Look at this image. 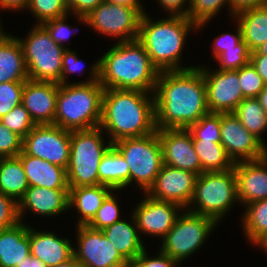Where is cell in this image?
Masks as SVG:
<instances>
[{
    "label": "cell",
    "mask_w": 267,
    "mask_h": 267,
    "mask_svg": "<svg viewBox=\"0 0 267 267\" xmlns=\"http://www.w3.org/2000/svg\"><path fill=\"white\" fill-rule=\"evenodd\" d=\"M67 17L68 15L50 19L41 24L50 34V37L60 46H62L64 44L63 42L70 37L72 31L70 30L72 28L68 26L66 22Z\"/></svg>",
    "instance_id": "cell-44"
},
{
    "label": "cell",
    "mask_w": 267,
    "mask_h": 267,
    "mask_svg": "<svg viewBox=\"0 0 267 267\" xmlns=\"http://www.w3.org/2000/svg\"><path fill=\"white\" fill-rule=\"evenodd\" d=\"M129 166V184L135 180L146 193L163 165L157 130L142 137L124 138L112 144Z\"/></svg>",
    "instance_id": "cell-8"
},
{
    "label": "cell",
    "mask_w": 267,
    "mask_h": 267,
    "mask_svg": "<svg viewBox=\"0 0 267 267\" xmlns=\"http://www.w3.org/2000/svg\"><path fill=\"white\" fill-rule=\"evenodd\" d=\"M216 223L211 217L187 209L178 215L171 230L163 238L160 250L179 264L202 246Z\"/></svg>",
    "instance_id": "cell-10"
},
{
    "label": "cell",
    "mask_w": 267,
    "mask_h": 267,
    "mask_svg": "<svg viewBox=\"0 0 267 267\" xmlns=\"http://www.w3.org/2000/svg\"><path fill=\"white\" fill-rule=\"evenodd\" d=\"M221 144L234 163L256 160L267 154V147L239 121L233 112L221 113Z\"/></svg>",
    "instance_id": "cell-14"
},
{
    "label": "cell",
    "mask_w": 267,
    "mask_h": 267,
    "mask_svg": "<svg viewBox=\"0 0 267 267\" xmlns=\"http://www.w3.org/2000/svg\"><path fill=\"white\" fill-rule=\"evenodd\" d=\"M125 267H139L135 262L127 263Z\"/></svg>",
    "instance_id": "cell-60"
},
{
    "label": "cell",
    "mask_w": 267,
    "mask_h": 267,
    "mask_svg": "<svg viewBox=\"0 0 267 267\" xmlns=\"http://www.w3.org/2000/svg\"><path fill=\"white\" fill-rule=\"evenodd\" d=\"M192 141L203 172L227 171L234 168L235 163L221 143H215L212 140Z\"/></svg>",
    "instance_id": "cell-31"
},
{
    "label": "cell",
    "mask_w": 267,
    "mask_h": 267,
    "mask_svg": "<svg viewBox=\"0 0 267 267\" xmlns=\"http://www.w3.org/2000/svg\"><path fill=\"white\" fill-rule=\"evenodd\" d=\"M25 209L46 216L63 213L69 209V190H55L39 186H29L24 196L18 202L20 221Z\"/></svg>",
    "instance_id": "cell-21"
},
{
    "label": "cell",
    "mask_w": 267,
    "mask_h": 267,
    "mask_svg": "<svg viewBox=\"0 0 267 267\" xmlns=\"http://www.w3.org/2000/svg\"><path fill=\"white\" fill-rule=\"evenodd\" d=\"M139 267H177L178 262L160 250L157 257L149 258L146 250L134 261Z\"/></svg>",
    "instance_id": "cell-46"
},
{
    "label": "cell",
    "mask_w": 267,
    "mask_h": 267,
    "mask_svg": "<svg viewBox=\"0 0 267 267\" xmlns=\"http://www.w3.org/2000/svg\"><path fill=\"white\" fill-rule=\"evenodd\" d=\"M238 78L245 98H257L265 86L263 79L251 62L238 70Z\"/></svg>",
    "instance_id": "cell-39"
},
{
    "label": "cell",
    "mask_w": 267,
    "mask_h": 267,
    "mask_svg": "<svg viewBox=\"0 0 267 267\" xmlns=\"http://www.w3.org/2000/svg\"><path fill=\"white\" fill-rule=\"evenodd\" d=\"M163 164L197 174L203 173L192 135L187 129H157Z\"/></svg>",
    "instance_id": "cell-17"
},
{
    "label": "cell",
    "mask_w": 267,
    "mask_h": 267,
    "mask_svg": "<svg viewBox=\"0 0 267 267\" xmlns=\"http://www.w3.org/2000/svg\"><path fill=\"white\" fill-rule=\"evenodd\" d=\"M234 17L250 52L267 41V5L242 11Z\"/></svg>",
    "instance_id": "cell-28"
},
{
    "label": "cell",
    "mask_w": 267,
    "mask_h": 267,
    "mask_svg": "<svg viewBox=\"0 0 267 267\" xmlns=\"http://www.w3.org/2000/svg\"><path fill=\"white\" fill-rule=\"evenodd\" d=\"M254 243L255 245H259V247L264 248L266 251L267 250V231L263 235H261Z\"/></svg>",
    "instance_id": "cell-57"
},
{
    "label": "cell",
    "mask_w": 267,
    "mask_h": 267,
    "mask_svg": "<svg viewBox=\"0 0 267 267\" xmlns=\"http://www.w3.org/2000/svg\"><path fill=\"white\" fill-rule=\"evenodd\" d=\"M233 113L242 125L266 146L261 135L267 130V113L261 106L259 99L244 98Z\"/></svg>",
    "instance_id": "cell-32"
},
{
    "label": "cell",
    "mask_w": 267,
    "mask_h": 267,
    "mask_svg": "<svg viewBox=\"0 0 267 267\" xmlns=\"http://www.w3.org/2000/svg\"><path fill=\"white\" fill-rule=\"evenodd\" d=\"M113 189L106 185L69 187V208L80 213L77 225H87Z\"/></svg>",
    "instance_id": "cell-26"
},
{
    "label": "cell",
    "mask_w": 267,
    "mask_h": 267,
    "mask_svg": "<svg viewBox=\"0 0 267 267\" xmlns=\"http://www.w3.org/2000/svg\"><path fill=\"white\" fill-rule=\"evenodd\" d=\"M19 42L29 79L60 84L62 57L66 47L58 45L41 24L35 25L26 40L19 39Z\"/></svg>",
    "instance_id": "cell-9"
},
{
    "label": "cell",
    "mask_w": 267,
    "mask_h": 267,
    "mask_svg": "<svg viewBox=\"0 0 267 267\" xmlns=\"http://www.w3.org/2000/svg\"><path fill=\"white\" fill-rule=\"evenodd\" d=\"M30 253L47 267H53L70 259L74 247L67 238L57 237L52 232H39L29 227Z\"/></svg>",
    "instance_id": "cell-22"
},
{
    "label": "cell",
    "mask_w": 267,
    "mask_h": 267,
    "mask_svg": "<svg viewBox=\"0 0 267 267\" xmlns=\"http://www.w3.org/2000/svg\"><path fill=\"white\" fill-rule=\"evenodd\" d=\"M29 0H0V8L3 9H10V10H16V9H22L27 8Z\"/></svg>",
    "instance_id": "cell-52"
},
{
    "label": "cell",
    "mask_w": 267,
    "mask_h": 267,
    "mask_svg": "<svg viewBox=\"0 0 267 267\" xmlns=\"http://www.w3.org/2000/svg\"><path fill=\"white\" fill-rule=\"evenodd\" d=\"M250 55H266L267 56V41L257 47Z\"/></svg>",
    "instance_id": "cell-58"
},
{
    "label": "cell",
    "mask_w": 267,
    "mask_h": 267,
    "mask_svg": "<svg viewBox=\"0 0 267 267\" xmlns=\"http://www.w3.org/2000/svg\"><path fill=\"white\" fill-rule=\"evenodd\" d=\"M99 184L114 190L129 185V166L122 154L112 146L102 157L98 170Z\"/></svg>",
    "instance_id": "cell-29"
},
{
    "label": "cell",
    "mask_w": 267,
    "mask_h": 267,
    "mask_svg": "<svg viewBox=\"0 0 267 267\" xmlns=\"http://www.w3.org/2000/svg\"><path fill=\"white\" fill-rule=\"evenodd\" d=\"M78 249L74 256L81 267H125L127 262L101 230L87 225L77 226Z\"/></svg>",
    "instance_id": "cell-13"
},
{
    "label": "cell",
    "mask_w": 267,
    "mask_h": 267,
    "mask_svg": "<svg viewBox=\"0 0 267 267\" xmlns=\"http://www.w3.org/2000/svg\"><path fill=\"white\" fill-rule=\"evenodd\" d=\"M159 3L162 5V8L168 10L167 12L171 13V15H181L188 17V11L187 9H182V7L185 5L184 3L190 2V0H158Z\"/></svg>",
    "instance_id": "cell-50"
},
{
    "label": "cell",
    "mask_w": 267,
    "mask_h": 267,
    "mask_svg": "<svg viewBox=\"0 0 267 267\" xmlns=\"http://www.w3.org/2000/svg\"><path fill=\"white\" fill-rule=\"evenodd\" d=\"M147 92L105 89L99 127L109 133L111 143L155 132V99ZM148 97V98H147Z\"/></svg>",
    "instance_id": "cell-2"
},
{
    "label": "cell",
    "mask_w": 267,
    "mask_h": 267,
    "mask_svg": "<svg viewBox=\"0 0 267 267\" xmlns=\"http://www.w3.org/2000/svg\"><path fill=\"white\" fill-rule=\"evenodd\" d=\"M23 138L0 121V156L17 157L22 152Z\"/></svg>",
    "instance_id": "cell-42"
},
{
    "label": "cell",
    "mask_w": 267,
    "mask_h": 267,
    "mask_svg": "<svg viewBox=\"0 0 267 267\" xmlns=\"http://www.w3.org/2000/svg\"><path fill=\"white\" fill-rule=\"evenodd\" d=\"M25 82L0 83V118L22 103Z\"/></svg>",
    "instance_id": "cell-41"
},
{
    "label": "cell",
    "mask_w": 267,
    "mask_h": 267,
    "mask_svg": "<svg viewBox=\"0 0 267 267\" xmlns=\"http://www.w3.org/2000/svg\"><path fill=\"white\" fill-rule=\"evenodd\" d=\"M19 222L18 202L0 192V231L13 227Z\"/></svg>",
    "instance_id": "cell-43"
},
{
    "label": "cell",
    "mask_w": 267,
    "mask_h": 267,
    "mask_svg": "<svg viewBox=\"0 0 267 267\" xmlns=\"http://www.w3.org/2000/svg\"><path fill=\"white\" fill-rule=\"evenodd\" d=\"M132 218L134 225L120 220L101 230L127 263L134 262L145 248L138 234L139 230L134 215Z\"/></svg>",
    "instance_id": "cell-25"
},
{
    "label": "cell",
    "mask_w": 267,
    "mask_h": 267,
    "mask_svg": "<svg viewBox=\"0 0 267 267\" xmlns=\"http://www.w3.org/2000/svg\"><path fill=\"white\" fill-rule=\"evenodd\" d=\"M90 73L89 81L59 84L54 125L68 131L99 127L105 90L99 82V60Z\"/></svg>",
    "instance_id": "cell-4"
},
{
    "label": "cell",
    "mask_w": 267,
    "mask_h": 267,
    "mask_svg": "<svg viewBox=\"0 0 267 267\" xmlns=\"http://www.w3.org/2000/svg\"><path fill=\"white\" fill-rule=\"evenodd\" d=\"M250 54L246 42L242 40L235 49L226 50L216 58L220 63L218 70H239L250 62Z\"/></svg>",
    "instance_id": "cell-40"
},
{
    "label": "cell",
    "mask_w": 267,
    "mask_h": 267,
    "mask_svg": "<svg viewBox=\"0 0 267 267\" xmlns=\"http://www.w3.org/2000/svg\"><path fill=\"white\" fill-rule=\"evenodd\" d=\"M71 131L53 124L36 125L24 138L22 151L67 170Z\"/></svg>",
    "instance_id": "cell-12"
},
{
    "label": "cell",
    "mask_w": 267,
    "mask_h": 267,
    "mask_svg": "<svg viewBox=\"0 0 267 267\" xmlns=\"http://www.w3.org/2000/svg\"><path fill=\"white\" fill-rule=\"evenodd\" d=\"M243 40L242 37V30L238 23L236 35L234 34H221L220 37L218 36L214 39V57L217 58L220 54L225 52L226 50L235 49V47Z\"/></svg>",
    "instance_id": "cell-45"
},
{
    "label": "cell",
    "mask_w": 267,
    "mask_h": 267,
    "mask_svg": "<svg viewBox=\"0 0 267 267\" xmlns=\"http://www.w3.org/2000/svg\"><path fill=\"white\" fill-rule=\"evenodd\" d=\"M24 167L29 186H39L55 190H69L67 171L41 158L25 154L17 156Z\"/></svg>",
    "instance_id": "cell-23"
},
{
    "label": "cell",
    "mask_w": 267,
    "mask_h": 267,
    "mask_svg": "<svg viewBox=\"0 0 267 267\" xmlns=\"http://www.w3.org/2000/svg\"><path fill=\"white\" fill-rule=\"evenodd\" d=\"M142 14L128 6L103 1L87 16H79L81 22L95 31L111 37H119V42L138 39Z\"/></svg>",
    "instance_id": "cell-11"
},
{
    "label": "cell",
    "mask_w": 267,
    "mask_h": 267,
    "mask_svg": "<svg viewBox=\"0 0 267 267\" xmlns=\"http://www.w3.org/2000/svg\"><path fill=\"white\" fill-rule=\"evenodd\" d=\"M267 5V0H230V9L233 17L238 13L253 9L255 7H261Z\"/></svg>",
    "instance_id": "cell-49"
},
{
    "label": "cell",
    "mask_w": 267,
    "mask_h": 267,
    "mask_svg": "<svg viewBox=\"0 0 267 267\" xmlns=\"http://www.w3.org/2000/svg\"><path fill=\"white\" fill-rule=\"evenodd\" d=\"M226 3L230 7V0H190L187 18L199 29L208 23Z\"/></svg>",
    "instance_id": "cell-35"
},
{
    "label": "cell",
    "mask_w": 267,
    "mask_h": 267,
    "mask_svg": "<svg viewBox=\"0 0 267 267\" xmlns=\"http://www.w3.org/2000/svg\"><path fill=\"white\" fill-rule=\"evenodd\" d=\"M104 1L109 2V3H113V4H117V5L136 8L142 15L145 13L144 9H142L143 6H141L142 3L139 0H104Z\"/></svg>",
    "instance_id": "cell-53"
},
{
    "label": "cell",
    "mask_w": 267,
    "mask_h": 267,
    "mask_svg": "<svg viewBox=\"0 0 267 267\" xmlns=\"http://www.w3.org/2000/svg\"><path fill=\"white\" fill-rule=\"evenodd\" d=\"M234 201H238V198L233 168L227 171L203 172L197 176L190 201V205L196 203L197 208H190L189 211L211 217L218 222L230 210Z\"/></svg>",
    "instance_id": "cell-7"
},
{
    "label": "cell",
    "mask_w": 267,
    "mask_h": 267,
    "mask_svg": "<svg viewBox=\"0 0 267 267\" xmlns=\"http://www.w3.org/2000/svg\"><path fill=\"white\" fill-rule=\"evenodd\" d=\"M82 61L77 58L76 52L66 48L62 57V73L60 76V84H67V74L83 70L80 65Z\"/></svg>",
    "instance_id": "cell-47"
},
{
    "label": "cell",
    "mask_w": 267,
    "mask_h": 267,
    "mask_svg": "<svg viewBox=\"0 0 267 267\" xmlns=\"http://www.w3.org/2000/svg\"><path fill=\"white\" fill-rule=\"evenodd\" d=\"M29 183L18 157L2 158L0 161V192L17 202L24 196Z\"/></svg>",
    "instance_id": "cell-30"
},
{
    "label": "cell",
    "mask_w": 267,
    "mask_h": 267,
    "mask_svg": "<svg viewBox=\"0 0 267 267\" xmlns=\"http://www.w3.org/2000/svg\"><path fill=\"white\" fill-rule=\"evenodd\" d=\"M204 76L207 105L210 113L233 112L245 98L239 84L238 70L209 72L199 67Z\"/></svg>",
    "instance_id": "cell-15"
},
{
    "label": "cell",
    "mask_w": 267,
    "mask_h": 267,
    "mask_svg": "<svg viewBox=\"0 0 267 267\" xmlns=\"http://www.w3.org/2000/svg\"><path fill=\"white\" fill-rule=\"evenodd\" d=\"M221 113H208L196 123L191 124L187 130L192 135V140H212L221 143Z\"/></svg>",
    "instance_id": "cell-34"
},
{
    "label": "cell",
    "mask_w": 267,
    "mask_h": 267,
    "mask_svg": "<svg viewBox=\"0 0 267 267\" xmlns=\"http://www.w3.org/2000/svg\"><path fill=\"white\" fill-rule=\"evenodd\" d=\"M247 207L243 217V229L249 241L254 242L267 231V199L257 200Z\"/></svg>",
    "instance_id": "cell-33"
},
{
    "label": "cell",
    "mask_w": 267,
    "mask_h": 267,
    "mask_svg": "<svg viewBox=\"0 0 267 267\" xmlns=\"http://www.w3.org/2000/svg\"><path fill=\"white\" fill-rule=\"evenodd\" d=\"M53 267H81V265L78 263L75 256L73 255L67 261L60 263V264L53 266Z\"/></svg>",
    "instance_id": "cell-56"
},
{
    "label": "cell",
    "mask_w": 267,
    "mask_h": 267,
    "mask_svg": "<svg viewBox=\"0 0 267 267\" xmlns=\"http://www.w3.org/2000/svg\"><path fill=\"white\" fill-rule=\"evenodd\" d=\"M177 208L183 209L177 203L153 199L147 195L133 213L139 233L143 231L164 238L178 217Z\"/></svg>",
    "instance_id": "cell-18"
},
{
    "label": "cell",
    "mask_w": 267,
    "mask_h": 267,
    "mask_svg": "<svg viewBox=\"0 0 267 267\" xmlns=\"http://www.w3.org/2000/svg\"><path fill=\"white\" fill-rule=\"evenodd\" d=\"M197 174L163 164L154 184L146 192L153 199L188 207L193 197Z\"/></svg>",
    "instance_id": "cell-16"
},
{
    "label": "cell",
    "mask_w": 267,
    "mask_h": 267,
    "mask_svg": "<svg viewBox=\"0 0 267 267\" xmlns=\"http://www.w3.org/2000/svg\"><path fill=\"white\" fill-rule=\"evenodd\" d=\"M104 0H67L69 12L74 15L87 16L92 10L97 8Z\"/></svg>",
    "instance_id": "cell-48"
},
{
    "label": "cell",
    "mask_w": 267,
    "mask_h": 267,
    "mask_svg": "<svg viewBox=\"0 0 267 267\" xmlns=\"http://www.w3.org/2000/svg\"><path fill=\"white\" fill-rule=\"evenodd\" d=\"M15 267H47L44 262L40 259L29 255L24 259V261L20 265H16Z\"/></svg>",
    "instance_id": "cell-54"
},
{
    "label": "cell",
    "mask_w": 267,
    "mask_h": 267,
    "mask_svg": "<svg viewBox=\"0 0 267 267\" xmlns=\"http://www.w3.org/2000/svg\"><path fill=\"white\" fill-rule=\"evenodd\" d=\"M156 129H187L210 113L199 67L160 71L154 91Z\"/></svg>",
    "instance_id": "cell-1"
},
{
    "label": "cell",
    "mask_w": 267,
    "mask_h": 267,
    "mask_svg": "<svg viewBox=\"0 0 267 267\" xmlns=\"http://www.w3.org/2000/svg\"><path fill=\"white\" fill-rule=\"evenodd\" d=\"M30 253L29 226L22 220L0 231V267L20 265Z\"/></svg>",
    "instance_id": "cell-24"
},
{
    "label": "cell",
    "mask_w": 267,
    "mask_h": 267,
    "mask_svg": "<svg viewBox=\"0 0 267 267\" xmlns=\"http://www.w3.org/2000/svg\"><path fill=\"white\" fill-rule=\"evenodd\" d=\"M59 84L27 79L22 91V104L36 125L53 124Z\"/></svg>",
    "instance_id": "cell-19"
},
{
    "label": "cell",
    "mask_w": 267,
    "mask_h": 267,
    "mask_svg": "<svg viewBox=\"0 0 267 267\" xmlns=\"http://www.w3.org/2000/svg\"><path fill=\"white\" fill-rule=\"evenodd\" d=\"M257 98L259 99L261 106L264 108V111L267 113V84H265Z\"/></svg>",
    "instance_id": "cell-55"
},
{
    "label": "cell",
    "mask_w": 267,
    "mask_h": 267,
    "mask_svg": "<svg viewBox=\"0 0 267 267\" xmlns=\"http://www.w3.org/2000/svg\"><path fill=\"white\" fill-rule=\"evenodd\" d=\"M1 21V20H0ZM1 26V25H0ZM8 35L6 33L2 32V29L0 27V44L3 42V40L7 37Z\"/></svg>",
    "instance_id": "cell-59"
},
{
    "label": "cell",
    "mask_w": 267,
    "mask_h": 267,
    "mask_svg": "<svg viewBox=\"0 0 267 267\" xmlns=\"http://www.w3.org/2000/svg\"><path fill=\"white\" fill-rule=\"evenodd\" d=\"M0 121L11 131L24 138L35 126L28 110L21 103L0 118Z\"/></svg>",
    "instance_id": "cell-37"
},
{
    "label": "cell",
    "mask_w": 267,
    "mask_h": 267,
    "mask_svg": "<svg viewBox=\"0 0 267 267\" xmlns=\"http://www.w3.org/2000/svg\"><path fill=\"white\" fill-rule=\"evenodd\" d=\"M250 62L256 68L257 73L267 84V56L266 55H250Z\"/></svg>",
    "instance_id": "cell-51"
},
{
    "label": "cell",
    "mask_w": 267,
    "mask_h": 267,
    "mask_svg": "<svg viewBox=\"0 0 267 267\" xmlns=\"http://www.w3.org/2000/svg\"><path fill=\"white\" fill-rule=\"evenodd\" d=\"M267 154L256 160L237 162L234 165L237 198L250 204L267 199Z\"/></svg>",
    "instance_id": "cell-20"
},
{
    "label": "cell",
    "mask_w": 267,
    "mask_h": 267,
    "mask_svg": "<svg viewBox=\"0 0 267 267\" xmlns=\"http://www.w3.org/2000/svg\"><path fill=\"white\" fill-rule=\"evenodd\" d=\"M119 210L114 195L110 193L87 226L95 230H103L121 220Z\"/></svg>",
    "instance_id": "cell-38"
},
{
    "label": "cell",
    "mask_w": 267,
    "mask_h": 267,
    "mask_svg": "<svg viewBox=\"0 0 267 267\" xmlns=\"http://www.w3.org/2000/svg\"><path fill=\"white\" fill-rule=\"evenodd\" d=\"M159 70L138 40L119 42L99 59V82L105 89L155 91Z\"/></svg>",
    "instance_id": "cell-3"
},
{
    "label": "cell",
    "mask_w": 267,
    "mask_h": 267,
    "mask_svg": "<svg viewBox=\"0 0 267 267\" xmlns=\"http://www.w3.org/2000/svg\"><path fill=\"white\" fill-rule=\"evenodd\" d=\"M152 22L144 13L140 21L138 40L143 44L152 64L160 71L187 70L194 67L178 65L184 41L191 28H198L186 16L169 15Z\"/></svg>",
    "instance_id": "cell-5"
},
{
    "label": "cell",
    "mask_w": 267,
    "mask_h": 267,
    "mask_svg": "<svg viewBox=\"0 0 267 267\" xmlns=\"http://www.w3.org/2000/svg\"><path fill=\"white\" fill-rule=\"evenodd\" d=\"M37 17L39 24L68 15L67 0H29L27 9Z\"/></svg>",
    "instance_id": "cell-36"
},
{
    "label": "cell",
    "mask_w": 267,
    "mask_h": 267,
    "mask_svg": "<svg viewBox=\"0 0 267 267\" xmlns=\"http://www.w3.org/2000/svg\"><path fill=\"white\" fill-rule=\"evenodd\" d=\"M28 72L18 37L10 34L0 44V83L25 82Z\"/></svg>",
    "instance_id": "cell-27"
},
{
    "label": "cell",
    "mask_w": 267,
    "mask_h": 267,
    "mask_svg": "<svg viewBox=\"0 0 267 267\" xmlns=\"http://www.w3.org/2000/svg\"><path fill=\"white\" fill-rule=\"evenodd\" d=\"M100 127L71 131L70 162L67 168L69 187L99 185L98 170L102 157L113 146L104 144Z\"/></svg>",
    "instance_id": "cell-6"
}]
</instances>
